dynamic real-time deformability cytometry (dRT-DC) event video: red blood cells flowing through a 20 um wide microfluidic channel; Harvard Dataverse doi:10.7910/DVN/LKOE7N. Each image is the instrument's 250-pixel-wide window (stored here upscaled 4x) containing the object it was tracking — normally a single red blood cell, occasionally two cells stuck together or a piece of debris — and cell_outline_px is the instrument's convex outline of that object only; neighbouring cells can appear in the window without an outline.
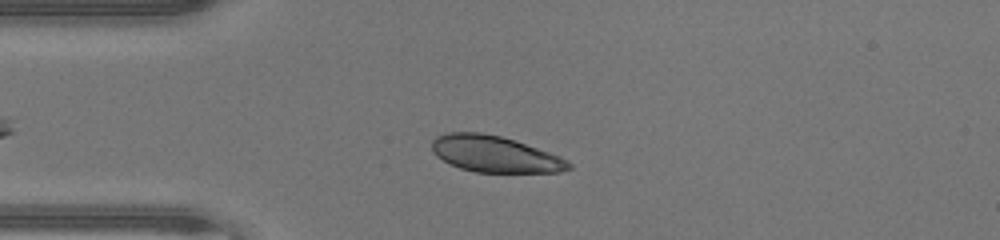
{"species": "human", "species_latin": "Homo sapiens", "temperature_condition": "warm", "stored_images_in_passage": 44, "camera_frame_rate_fps": 3000, "um_per_image_px": 0.085, "donor": {"sex": "male"}, "frame": {"image": 1, "passage_image": 9, "time_ms": 2.667, "image_size_px": [1000, 240], "cell_outline_px": [[572, 168], [560, 172], [476, 172], [460, 168], [448, 164], [436, 156], [432, 148], [432, 140], [436, 136], [448, 132], [480, 132], [500, 136], [560, 156], [568, 160], [572, 164]], "centroid_in_image_um": [42.03, 13.1], "position_along_channel_um": 43.0, "area_um2": 28.84}}
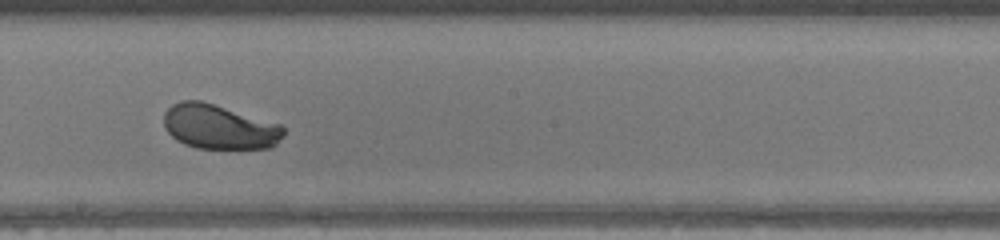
{"frame": {"image": 2, "passage_image": 23, "time_ms": 7.333, "image_size_px": [1000, 240], "cell_outline_px": [[284, 136], [272, 148], [196, 148], [184, 144], [176, 140], [164, 128], [164, 112], [172, 104], [180, 100], [200, 100], [280, 124], [284, 128]], "centroid_in_image_um": [18.61, 10.78], "position_along_channel_um": 229.6, "area_um2": 31.1}}
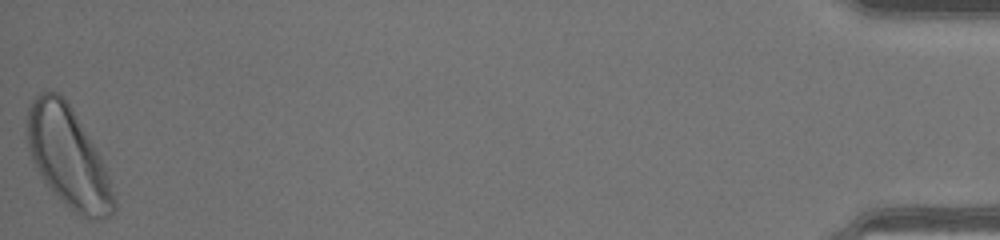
{"frame": {"image": 3, "passage_image": 44, "time_ms": 14.333, "image_size_px": [1000, 240], "cell_outline_px": [[116, 208], [108, 216], [92, 220], [80, 216], [64, 204], [44, 184], [32, 160], [28, 148], [24, 120], [28, 108], [32, 100], [40, 92], [56, 92], [64, 96], [72, 108], [100, 156], [116, 200]], "centroid_in_image_um": [5.73, 13.36], "position_along_channel_um": 429.5, "area_um2": 50.81}, "authors_computed_cell_mechanics": {"area_um2": 31.7322, "velocity_mm_per_s": 4.3901, "shape_relaxation_time_tau1_ms": 1.1059, "shape_relaxation_time_tau2_ms": null, "deformation_change_tau1": 0.1044, "deformation_change_tau2": null}}